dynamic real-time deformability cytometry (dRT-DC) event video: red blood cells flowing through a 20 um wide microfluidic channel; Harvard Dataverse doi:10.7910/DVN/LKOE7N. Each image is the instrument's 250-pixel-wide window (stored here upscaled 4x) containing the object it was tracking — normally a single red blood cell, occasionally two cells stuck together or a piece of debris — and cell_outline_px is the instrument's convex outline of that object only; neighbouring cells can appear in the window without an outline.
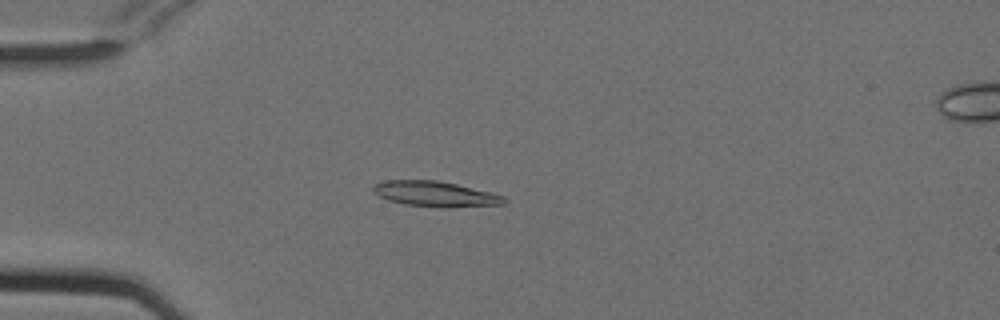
{"species": "Egyptian fruit bat (a non-hibernating species)", "species_latin": "Rousettus aegyptiacus", "temperature_condition": "cold", "stored_images_in_passage": 53, "camera_frame_rate_fps": 3000, "um_per_image_px": 0.085, "animal": {"sex": "female"}, "frame": {"image": 1, "passage_image": 14, "time_ms": 4.333, "image_size_px": [1000, 320], "cell_outline_px": [[508, 200], [504, 204], [444, 208], [440, 208], [404, 204], [388, 200], [372, 192], [372, 184], [384, 180], [436, 180], [456, 184], [504, 196]], "centroid_in_image_um": [36.95, 16.49], "position_along_channel_um": 48.1, "area_um2": 19.42}}
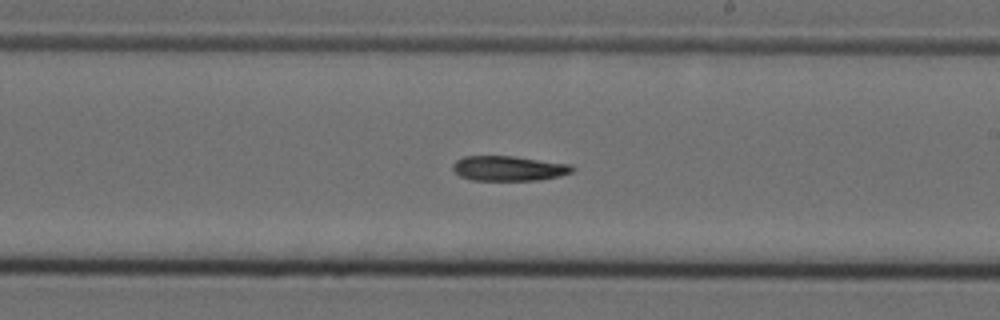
{"frame": {"image": 2, "passage_image": 31, "time_ms": 10.0, "image_size_px": [1000, 320], "cell_outline_px": [[572, 172], [560, 176], [540, 180], [472, 180], [460, 176], [452, 168], [452, 164], [456, 160], [464, 156], [516, 156], [572, 164]], "centroid_in_image_um": [43.24, 14.3], "position_along_channel_um": 245.8, "area_um2": 17.46}}
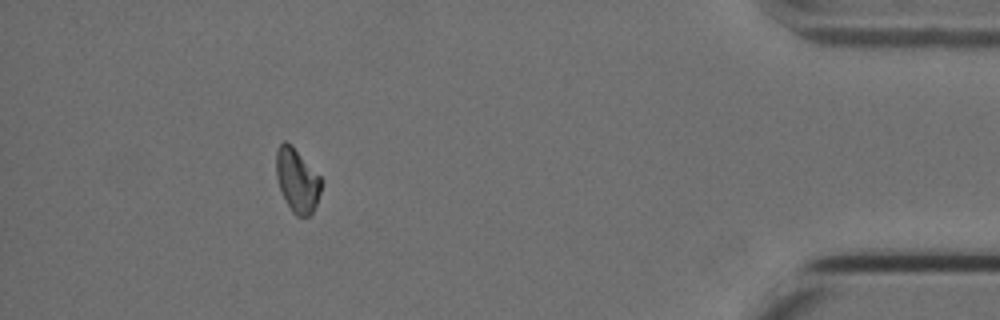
{"frame": {"image": 3, "passage_image": 48, "time_ms": 15.667, "image_size_px": [1000, 320], "cell_outline_px": [[320, 192], [312, 216], [296, 216], [292, 212], [280, 188], [276, 176], [276, 152], [280, 144], [284, 140], [292, 144], [320, 176]], "centroid_in_image_um": [25.25, 15.31], "position_along_channel_um": 409.9, "area_um2": 16.59}}